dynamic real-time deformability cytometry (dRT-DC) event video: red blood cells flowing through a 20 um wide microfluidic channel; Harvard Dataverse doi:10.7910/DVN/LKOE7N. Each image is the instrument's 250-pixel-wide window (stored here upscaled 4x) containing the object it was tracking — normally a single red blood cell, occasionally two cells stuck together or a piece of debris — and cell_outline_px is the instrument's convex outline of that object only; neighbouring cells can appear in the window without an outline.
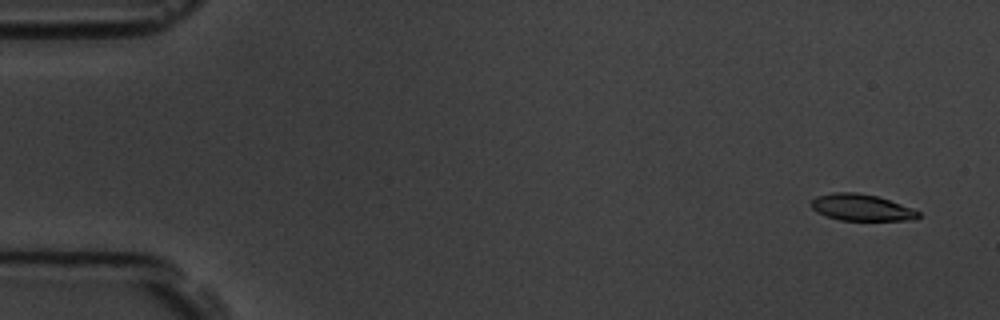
{"species": "common noctule bat (a hibernating species)", "species_latin": "Nyctalus noctula", "temperature_condition": "room temperature", "stored_images_in_passage": 4, "camera_frame_rate_fps": 3000, "um_per_image_px": 0.085, "animal": {"sex": "male", "body_mass_g": 19.5, "forearm_length_mm": 54.6}, "frame": {"image": 1, "passage_image": 1, "time_ms": 0.0, "image_size_px": [1000, 320], "cell_outline_px": [[920, 216], [916, 220], [840, 220], [816, 212], [812, 208], [812, 200], [816, 196], [832, 192], [856, 192], [876, 196], [912, 208], [920, 212]], "centroid_in_image_um": [73.22, 17.64], "position_along_channel_um": 11.8, "area_um2": 16.47}}
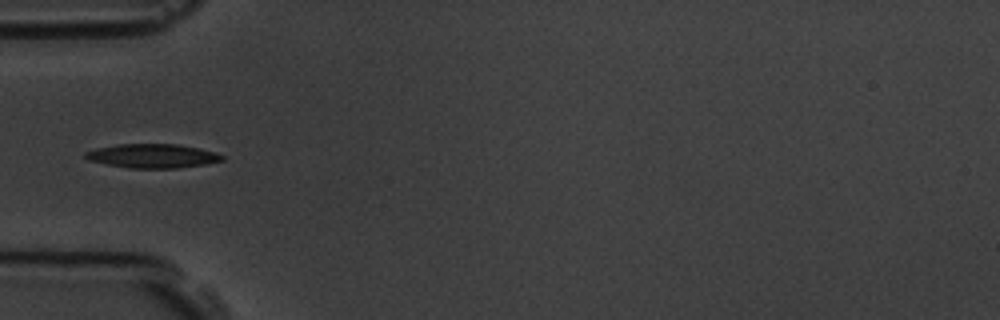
{"frame": {"image": 2, "passage_image": 4, "time_ms": 5.0, "image_size_px": [1000, 320], "cell_outline_px": [[224, 160], [204, 164], [176, 168], [128, 168], [88, 160], [84, 156], [84, 152], [96, 148], [120, 144], [176, 144], [200, 148], [216, 152], [224, 156]], "centroid_in_image_um": [12.97, 13.25], "position_along_channel_um": 72.0, "area_um2": 19.07}}